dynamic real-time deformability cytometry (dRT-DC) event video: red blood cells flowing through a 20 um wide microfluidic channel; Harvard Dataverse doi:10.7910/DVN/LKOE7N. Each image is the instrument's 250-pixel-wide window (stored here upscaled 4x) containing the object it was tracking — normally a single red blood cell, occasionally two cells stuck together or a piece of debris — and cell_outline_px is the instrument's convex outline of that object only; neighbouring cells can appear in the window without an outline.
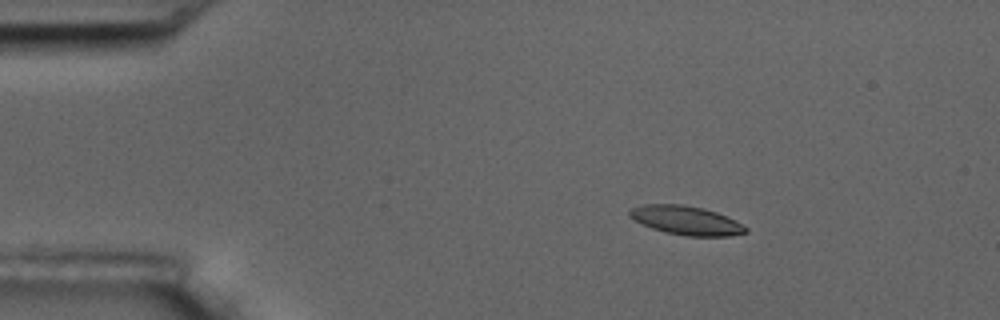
{"species": "common noctule bat (a hibernating species)", "species_latin": "Nyctalus noctula", "temperature_condition": "room temperature", "stored_images_in_passage": 5, "camera_frame_rate_fps": 3000, "um_per_image_px": 0.085, "animal": {"sex": "male", "body_mass_g": 17.5, "forearm_length_mm": 52.3}, "frame": {"image": 1, "passage_image": 3, "time_ms": 2.333, "image_size_px": [1000, 320], "cell_outline_px": [[748, 232], [728, 236], [688, 236], [668, 232], [652, 228], [628, 216], [628, 212], [632, 208], [644, 204], [680, 204], [704, 208], [716, 212], [748, 228]], "centroid_in_image_um": [58.31, 18.72], "position_along_channel_um": 26.7, "area_um2": 19.13}}